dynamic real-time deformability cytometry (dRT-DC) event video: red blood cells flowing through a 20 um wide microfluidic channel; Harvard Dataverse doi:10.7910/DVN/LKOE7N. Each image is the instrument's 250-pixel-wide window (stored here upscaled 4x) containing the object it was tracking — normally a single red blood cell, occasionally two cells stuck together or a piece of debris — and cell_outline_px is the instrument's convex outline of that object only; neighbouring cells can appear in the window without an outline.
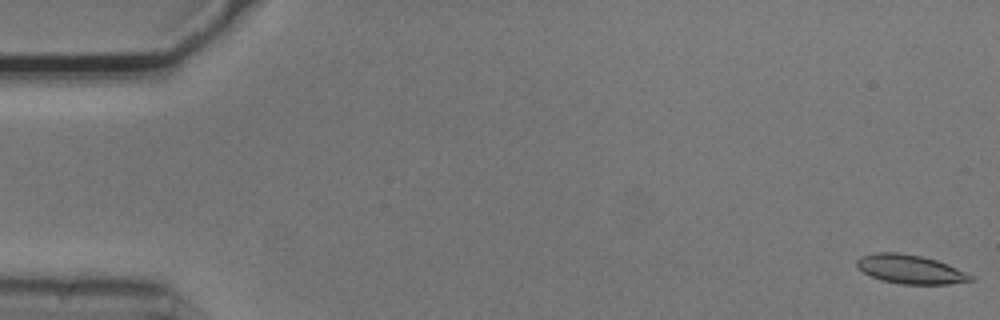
{"species": "common noctule bat (a hibernating species)", "species_latin": "Nyctalus noctula", "temperature_condition": "cold", "stored_images_in_passage": 11, "segment_of_instrument_passage": [1, 2], "camera_frame_rate_fps": 3000, "um_per_image_px": 0.085, "animal": {"sex": "male", "body_mass_g": 20.5, "forearm_length_mm": 52.5}, "frame": {"image": 1, "passage_image": 1, "time_ms": 0.0, "image_size_px": [1000, 320], "cell_outline_px": [[976, 280], [948, 284], [900, 284], [880, 280], [864, 272], [856, 264], [856, 260], [860, 256], [876, 252], [896, 252], [920, 256], [936, 260], [948, 264], [976, 276]], "centroid_in_image_um": [77.42, 22.89], "position_along_channel_um": 7.6, "area_um2": 19.25}}